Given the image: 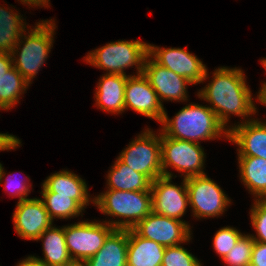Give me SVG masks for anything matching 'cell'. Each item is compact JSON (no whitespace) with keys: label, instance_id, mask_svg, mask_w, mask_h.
Masks as SVG:
<instances>
[{"label":"cell","instance_id":"83f0119b","mask_svg":"<svg viewBox=\"0 0 266 266\" xmlns=\"http://www.w3.org/2000/svg\"><path fill=\"white\" fill-rule=\"evenodd\" d=\"M161 266H202V263L180 244L165 248Z\"/></svg>","mask_w":266,"mask_h":266},{"label":"cell","instance_id":"ba28073f","mask_svg":"<svg viewBox=\"0 0 266 266\" xmlns=\"http://www.w3.org/2000/svg\"><path fill=\"white\" fill-rule=\"evenodd\" d=\"M114 230L104 221H81L65 226L66 246L73 262L84 263L94 256Z\"/></svg>","mask_w":266,"mask_h":266},{"label":"cell","instance_id":"484cf974","mask_svg":"<svg viewBox=\"0 0 266 266\" xmlns=\"http://www.w3.org/2000/svg\"><path fill=\"white\" fill-rule=\"evenodd\" d=\"M45 209L48 211L52 220L55 218L67 219L81 215L84 210L70 196H55L51 191H41Z\"/></svg>","mask_w":266,"mask_h":266},{"label":"cell","instance_id":"74e56055","mask_svg":"<svg viewBox=\"0 0 266 266\" xmlns=\"http://www.w3.org/2000/svg\"><path fill=\"white\" fill-rule=\"evenodd\" d=\"M6 175L2 164L0 163V184L3 182V177Z\"/></svg>","mask_w":266,"mask_h":266},{"label":"cell","instance_id":"f1b7e54d","mask_svg":"<svg viewBox=\"0 0 266 266\" xmlns=\"http://www.w3.org/2000/svg\"><path fill=\"white\" fill-rule=\"evenodd\" d=\"M242 235L243 234L239 232V230L231 226H226L217 230L213 238V246L221 259L233 249Z\"/></svg>","mask_w":266,"mask_h":266},{"label":"cell","instance_id":"44dd1931","mask_svg":"<svg viewBox=\"0 0 266 266\" xmlns=\"http://www.w3.org/2000/svg\"><path fill=\"white\" fill-rule=\"evenodd\" d=\"M38 240L43 242L44 259L33 255L35 259L46 266H68L73 263L66 246L64 226L49 227L36 239Z\"/></svg>","mask_w":266,"mask_h":266},{"label":"cell","instance_id":"d6a6232c","mask_svg":"<svg viewBox=\"0 0 266 266\" xmlns=\"http://www.w3.org/2000/svg\"><path fill=\"white\" fill-rule=\"evenodd\" d=\"M21 141L14 135L0 133V151L13 150L20 147Z\"/></svg>","mask_w":266,"mask_h":266},{"label":"cell","instance_id":"8fae6325","mask_svg":"<svg viewBox=\"0 0 266 266\" xmlns=\"http://www.w3.org/2000/svg\"><path fill=\"white\" fill-rule=\"evenodd\" d=\"M149 56L159 65L189 80L193 85L208 78L206 65L184 48H161L149 44Z\"/></svg>","mask_w":266,"mask_h":266},{"label":"cell","instance_id":"30bf717a","mask_svg":"<svg viewBox=\"0 0 266 266\" xmlns=\"http://www.w3.org/2000/svg\"><path fill=\"white\" fill-rule=\"evenodd\" d=\"M139 236L150 239L164 247L176 246L191 240V228L179 221L151 211L132 228Z\"/></svg>","mask_w":266,"mask_h":266},{"label":"cell","instance_id":"7a4b0ae2","mask_svg":"<svg viewBox=\"0 0 266 266\" xmlns=\"http://www.w3.org/2000/svg\"><path fill=\"white\" fill-rule=\"evenodd\" d=\"M161 132L168 137L200 143V140L228 139L229 131L220 123L208 105L188 104L172 119L164 111Z\"/></svg>","mask_w":266,"mask_h":266},{"label":"cell","instance_id":"8d00e7d4","mask_svg":"<svg viewBox=\"0 0 266 266\" xmlns=\"http://www.w3.org/2000/svg\"><path fill=\"white\" fill-rule=\"evenodd\" d=\"M257 100H259L262 105L266 106V92H258Z\"/></svg>","mask_w":266,"mask_h":266},{"label":"cell","instance_id":"2e32d148","mask_svg":"<svg viewBox=\"0 0 266 266\" xmlns=\"http://www.w3.org/2000/svg\"><path fill=\"white\" fill-rule=\"evenodd\" d=\"M253 119L229 126L228 140L238 145V157H259L266 160V122Z\"/></svg>","mask_w":266,"mask_h":266},{"label":"cell","instance_id":"ac0fdd59","mask_svg":"<svg viewBox=\"0 0 266 266\" xmlns=\"http://www.w3.org/2000/svg\"><path fill=\"white\" fill-rule=\"evenodd\" d=\"M42 191H51L55 196H70L83 209L89 205V202H94V199L88 193V187L85 180L78 175L68 171L62 170L48 176L42 183Z\"/></svg>","mask_w":266,"mask_h":266},{"label":"cell","instance_id":"603a6c76","mask_svg":"<svg viewBox=\"0 0 266 266\" xmlns=\"http://www.w3.org/2000/svg\"><path fill=\"white\" fill-rule=\"evenodd\" d=\"M241 181L258 200H266V160L259 157H238Z\"/></svg>","mask_w":266,"mask_h":266},{"label":"cell","instance_id":"d590c367","mask_svg":"<svg viewBox=\"0 0 266 266\" xmlns=\"http://www.w3.org/2000/svg\"><path fill=\"white\" fill-rule=\"evenodd\" d=\"M19 1V0H18ZM49 1L50 0H20V2L22 3V4H27V5H29V6H41V7H49Z\"/></svg>","mask_w":266,"mask_h":266},{"label":"cell","instance_id":"f546056e","mask_svg":"<svg viewBox=\"0 0 266 266\" xmlns=\"http://www.w3.org/2000/svg\"><path fill=\"white\" fill-rule=\"evenodd\" d=\"M254 201L250 219L257 237L256 235H251V237L254 241L266 243V200L255 199Z\"/></svg>","mask_w":266,"mask_h":266},{"label":"cell","instance_id":"d6986e66","mask_svg":"<svg viewBox=\"0 0 266 266\" xmlns=\"http://www.w3.org/2000/svg\"><path fill=\"white\" fill-rule=\"evenodd\" d=\"M165 248L128 229L127 266H161Z\"/></svg>","mask_w":266,"mask_h":266},{"label":"cell","instance_id":"f35d334b","mask_svg":"<svg viewBox=\"0 0 266 266\" xmlns=\"http://www.w3.org/2000/svg\"><path fill=\"white\" fill-rule=\"evenodd\" d=\"M263 65V67L266 70V63H261ZM259 92H266V83L264 82L263 85L261 86Z\"/></svg>","mask_w":266,"mask_h":266},{"label":"cell","instance_id":"e0dca14e","mask_svg":"<svg viewBox=\"0 0 266 266\" xmlns=\"http://www.w3.org/2000/svg\"><path fill=\"white\" fill-rule=\"evenodd\" d=\"M130 75L104 74L96 87V105L100 110L119 114L125 111V85Z\"/></svg>","mask_w":266,"mask_h":266},{"label":"cell","instance_id":"5bb4252c","mask_svg":"<svg viewBox=\"0 0 266 266\" xmlns=\"http://www.w3.org/2000/svg\"><path fill=\"white\" fill-rule=\"evenodd\" d=\"M143 74L156 91L161 104L163 100L178 102L187 100V85L192 83L172 70L159 65L149 55L144 63Z\"/></svg>","mask_w":266,"mask_h":266},{"label":"cell","instance_id":"8992f818","mask_svg":"<svg viewBox=\"0 0 266 266\" xmlns=\"http://www.w3.org/2000/svg\"><path fill=\"white\" fill-rule=\"evenodd\" d=\"M160 141L163 176L173 177L172 172L168 171V167L182 172L183 174L180 176L185 174L184 179L205 175L203 171L205 153L200 143L174 139L162 132H160Z\"/></svg>","mask_w":266,"mask_h":266},{"label":"cell","instance_id":"1f68e13d","mask_svg":"<svg viewBox=\"0 0 266 266\" xmlns=\"http://www.w3.org/2000/svg\"><path fill=\"white\" fill-rule=\"evenodd\" d=\"M250 266H266V243L254 242Z\"/></svg>","mask_w":266,"mask_h":266},{"label":"cell","instance_id":"7402d4cb","mask_svg":"<svg viewBox=\"0 0 266 266\" xmlns=\"http://www.w3.org/2000/svg\"><path fill=\"white\" fill-rule=\"evenodd\" d=\"M108 189L120 191H151V181L142 173L132 170L118 157L106 176Z\"/></svg>","mask_w":266,"mask_h":266},{"label":"cell","instance_id":"cb8c5ba5","mask_svg":"<svg viewBox=\"0 0 266 266\" xmlns=\"http://www.w3.org/2000/svg\"><path fill=\"white\" fill-rule=\"evenodd\" d=\"M21 17L14 10L0 6V53L11 54L21 35L26 32L28 26Z\"/></svg>","mask_w":266,"mask_h":266},{"label":"cell","instance_id":"9c48e42d","mask_svg":"<svg viewBox=\"0 0 266 266\" xmlns=\"http://www.w3.org/2000/svg\"><path fill=\"white\" fill-rule=\"evenodd\" d=\"M189 207L194 217H218L231 204L225 192L206 174L186 178Z\"/></svg>","mask_w":266,"mask_h":266},{"label":"cell","instance_id":"52a82bcc","mask_svg":"<svg viewBox=\"0 0 266 266\" xmlns=\"http://www.w3.org/2000/svg\"><path fill=\"white\" fill-rule=\"evenodd\" d=\"M118 158L132 170L144 174L151 182L163 176L160 134L147 128L139 134Z\"/></svg>","mask_w":266,"mask_h":266},{"label":"cell","instance_id":"9a60e30c","mask_svg":"<svg viewBox=\"0 0 266 266\" xmlns=\"http://www.w3.org/2000/svg\"><path fill=\"white\" fill-rule=\"evenodd\" d=\"M16 233L22 239L35 240L53 225L44 203L39 198H30L17 203L13 214Z\"/></svg>","mask_w":266,"mask_h":266},{"label":"cell","instance_id":"836d02e7","mask_svg":"<svg viewBox=\"0 0 266 266\" xmlns=\"http://www.w3.org/2000/svg\"><path fill=\"white\" fill-rule=\"evenodd\" d=\"M13 66L12 56L8 53H0V77L7 73V71Z\"/></svg>","mask_w":266,"mask_h":266},{"label":"cell","instance_id":"7c38bea8","mask_svg":"<svg viewBox=\"0 0 266 266\" xmlns=\"http://www.w3.org/2000/svg\"><path fill=\"white\" fill-rule=\"evenodd\" d=\"M171 177L160 176L151 182L152 211L179 221L189 205L186 179L182 185L172 184Z\"/></svg>","mask_w":266,"mask_h":266},{"label":"cell","instance_id":"6da1fadb","mask_svg":"<svg viewBox=\"0 0 266 266\" xmlns=\"http://www.w3.org/2000/svg\"><path fill=\"white\" fill-rule=\"evenodd\" d=\"M211 83L198 92V97L211 106L220 123L229 131L230 114L248 119L256 114L251 90L246 85L244 72L240 68L218 67L212 73ZM227 126V127H226Z\"/></svg>","mask_w":266,"mask_h":266},{"label":"cell","instance_id":"4316f807","mask_svg":"<svg viewBox=\"0 0 266 266\" xmlns=\"http://www.w3.org/2000/svg\"><path fill=\"white\" fill-rule=\"evenodd\" d=\"M254 242L250 234H243L222 260L227 266H250Z\"/></svg>","mask_w":266,"mask_h":266},{"label":"cell","instance_id":"5b68a950","mask_svg":"<svg viewBox=\"0 0 266 266\" xmlns=\"http://www.w3.org/2000/svg\"><path fill=\"white\" fill-rule=\"evenodd\" d=\"M87 54L84 61L107 71L106 74L127 75L124 69L135 65L137 74H142L146 57L149 55V44L141 42L139 39L132 41L118 40Z\"/></svg>","mask_w":266,"mask_h":266},{"label":"cell","instance_id":"60d3db41","mask_svg":"<svg viewBox=\"0 0 266 266\" xmlns=\"http://www.w3.org/2000/svg\"><path fill=\"white\" fill-rule=\"evenodd\" d=\"M261 63H266V58L265 59H261Z\"/></svg>","mask_w":266,"mask_h":266},{"label":"cell","instance_id":"4dcf8cb0","mask_svg":"<svg viewBox=\"0 0 266 266\" xmlns=\"http://www.w3.org/2000/svg\"><path fill=\"white\" fill-rule=\"evenodd\" d=\"M10 176L13 177L14 175L10 174L9 177L7 176V179L6 181H4L5 185H4V189L5 190H9L11 192V196H15V197H19L18 199V202H21L22 200H25V199H30V198H27L28 197V193L30 192V189L29 187H32V186H29L28 183H26L25 181H20V182H17L15 181L14 179H10ZM24 182V183H23ZM28 184V185H27ZM11 189V190H10Z\"/></svg>","mask_w":266,"mask_h":266},{"label":"cell","instance_id":"3957f363","mask_svg":"<svg viewBox=\"0 0 266 266\" xmlns=\"http://www.w3.org/2000/svg\"><path fill=\"white\" fill-rule=\"evenodd\" d=\"M93 199V204L100 212L110 217L121 218L115 221H104L115 229H132L152 211L151 191L107 189L106 192L100 193Z\"/></svg>","mask_w":266,"mask_h":266},{"label":"cell","instance_id":"ab89813d","mask_svg":"<svg viewBox=\"0 0 266 266\" xmlns=\"http://www.w3.org/2000/svg\"><path fill=\"white\" fill-rule=\"evenodd\" d=\"M68 266H85V264L81 263V262H73L72 264H70Z\"/></svg>","mask_w":266,"mask_h":266},{"label":"cell","instance_id":"ffe728a7","mask_svg":"<svg viewBox=\"0 0 266 266\" xmlns=\"http://www.w3.org/2000/svg\"><path fill=\"white\" fill-rule=\"evenodd\" d=\"M128 230L115 229L85 266H127Z\"/></svg>","mask_w":266,"mask_h":266},{"label":"cell","instance_id":"4fadbf2b","mask_svg":"<svg viewBox=\"0 0 266 266\" xmlns=\"http://www.w3.org/2000/svg\"><path fill=\"white\" fill-rule=\"evenodd\" d=\"M128 108L157 122H161L163 119L165 108L143 73L130 75L127 78L125 110Z\"/></svg>","mask_w":266,"mask_h":266},{"label":"cell","instance_id":"e575fe53","mask_svg":"<svg viewBox=\"0 0 266 266\" xmlns=\"http://www.w3.org/2000/svg\"><path fill=\"white\" fill-rule=\"evenodd\" d=\"M16 266H46L43 262L35 259L32 255L28 256L21 262H19Z\"/></svg>","mask_w":266,"mask_h":266},{"label":"cell","instance_id":"277c9868","mask_svg":"<svg viewBox=\"0 0 266 266\" xmlns=\"http://www.w3.org/2000/svg\"><path fill=\"white\" fill-rule=\"evenodd\" d=\"M55 28L52 19L37 22L34 29L28 31V35L25 32L21 35L12 50V64L29 84L44 65L53 47Z\"/></svg>","mask_w":266,"mask_h":266},{"label":"cell","instance_id":"d4e9b609","mask_svg":"<svg viewBox=\"0 0 266 266\" xmlns=\"http://www.w3.org/2000/svg\"><path fill=\"white\" fill-rule=\"evenodd\" d=\"M28 86L29 83L12 66L0 77V109L8 111L19 103V97L25 93Z\"/></svg>","mask_w":266,"mask_h":266}]
</instances>
